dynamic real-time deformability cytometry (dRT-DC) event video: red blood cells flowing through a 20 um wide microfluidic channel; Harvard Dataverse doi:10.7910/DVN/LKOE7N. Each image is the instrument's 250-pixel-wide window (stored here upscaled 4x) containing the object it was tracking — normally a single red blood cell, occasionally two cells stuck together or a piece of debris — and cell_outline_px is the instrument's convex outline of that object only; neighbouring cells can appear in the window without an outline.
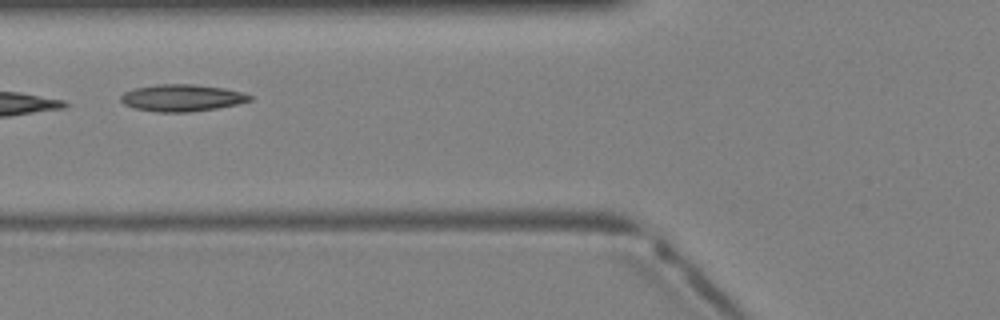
{"species": "Egyptian fruit bat (a non-hibernating species)", "species_latin": "Rousettus aegyptiacus", "temperature_condition": "warm", "stored_images_in_passage": 5, "camera_frame_rate_fps": 3000, "um_per_image_px": 0.085, "animal": {"sex": "female"}, "frame": {"image": 1, "passage_image": 2, "time_ms": 0.333, "image_size_px": [1000, 320], "cell_outline_px": [[252, 100], [236, 104], [216, 108], [188, 112], [156, 112], [136, 108], [124, 104], [120, 100], [120, 96], [124, 92], [132, 88], [156, 84], [196, 84], [224, 88], [240, 92], [252, 96]], "centroid_in_image_um": [15.42, 8.31], "position_along_channel_um": 110.4, "area_um2": 20.23}}